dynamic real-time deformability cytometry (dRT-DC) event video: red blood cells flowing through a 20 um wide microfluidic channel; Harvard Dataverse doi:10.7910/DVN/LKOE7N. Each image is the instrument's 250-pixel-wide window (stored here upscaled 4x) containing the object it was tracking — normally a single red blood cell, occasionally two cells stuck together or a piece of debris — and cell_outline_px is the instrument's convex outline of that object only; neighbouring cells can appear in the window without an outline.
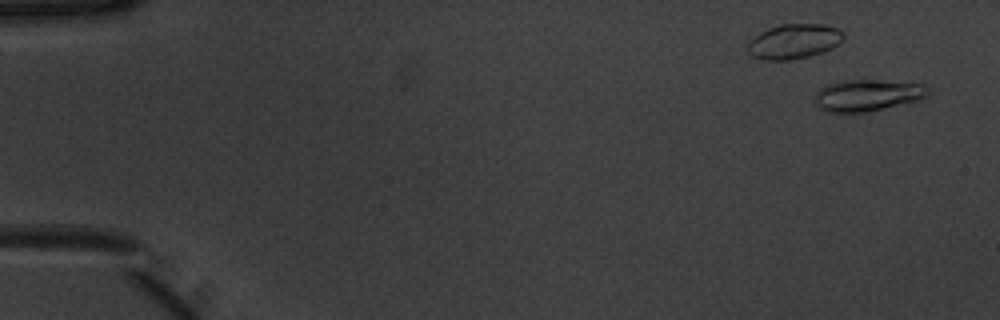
{"species": "common noctule bat (a hibernating species)", "species_latin": "Nyctalus noctula", "temperature_condition": "warm", "stored_images_in_passage": 48, "camera_frame_rate_fps": 3000, "um_per_image_px": 0.085, "animal": {"sex": "male", "body_mass_g": 20.1, "forearm_length_mm": 53.5}, "frame": {"image": 1, "passage_image": 2, "time_ms": 0.333, "image_size_px": [1000, 320], "cell_outline_px": [[928, 96], [916, 100], [864, 112], [824, 112], [816, 104], [816, 92], [820, 88], [828, 84], [844, 80], [880, 80], [924, 84], [928, 92]], "centroid_in_image_um": [73.69, 8.09], "position_along_channel_um": 11.3, "area_um2": 20.46}}
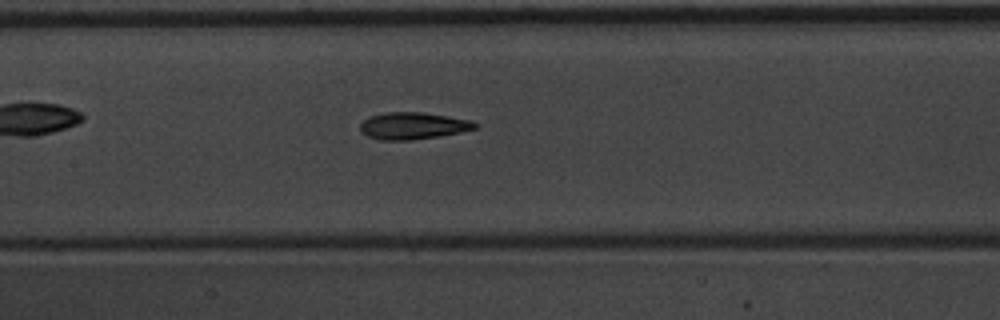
{"frame": {"image": 2, "passage_image": 25, "time_ms": 8.0, "image_size_px": [1000, 320], "cell_outline_px": [[480, 124], [476, 128], [460, 132], [412, 140], [380, 140], [368, 136], [360, 132], [360, 124], [368, 116], [384, 112], [424, 112], [472, 120]], "centroid_in_image_um": [35.09, 10.68], "position_along_channel_um": 172.3, "area_um2": 18.15}}
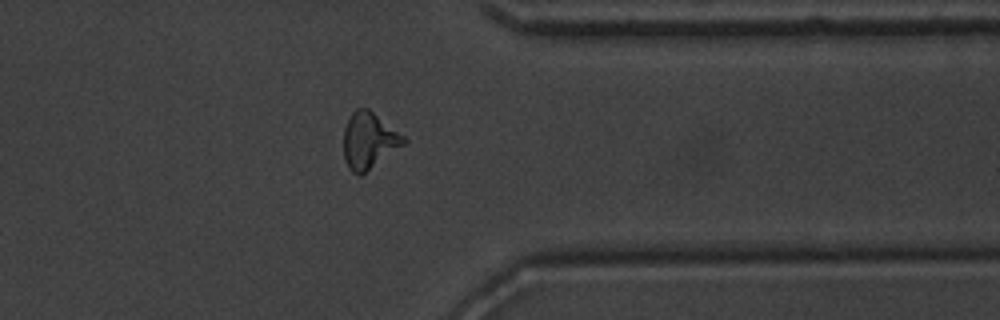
{"frame": {"image": 3, "passage_image": 40, "time_ms": 13.0, "image_size_px": [1000, 320], "cell_outline_px": [[408, 140], [404, 144], [360, 176], [352, 172], [348, 168], [344, 160], [344, 128], [352, 112], [356, 108], [368, 108], [404, 136]], "centroid_in_image_um": [31.34, 11.95], "position_along_channel_um": 380.1, "area_um2": 19.48}}